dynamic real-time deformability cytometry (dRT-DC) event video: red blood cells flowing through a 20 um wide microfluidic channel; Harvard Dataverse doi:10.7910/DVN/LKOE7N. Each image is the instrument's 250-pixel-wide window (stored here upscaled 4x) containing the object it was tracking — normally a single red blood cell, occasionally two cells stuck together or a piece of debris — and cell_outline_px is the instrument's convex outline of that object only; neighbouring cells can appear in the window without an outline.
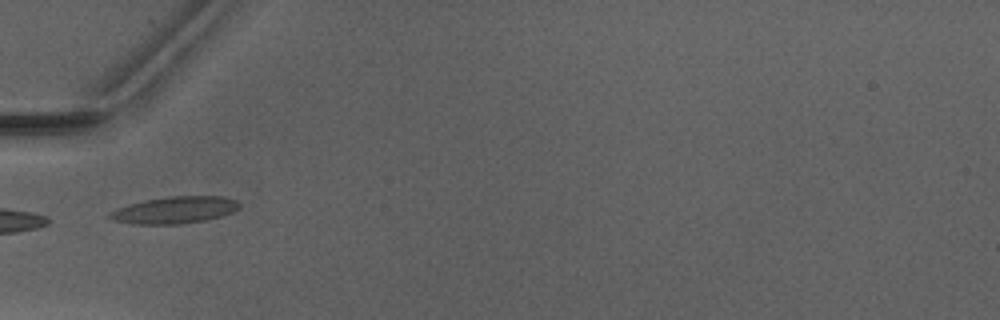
{"species": "Egyptian fruit bat (a non-hibernating species)", "species_latin": "Rousettus aegyptiacus", "temperature_condition": "warm", "stored_images_in_passage": 2, "camera_frame_rate_fps": 3000, "um_per_image_px": 0.085, "animal": {"sex": "male"}, "frame": {"image": 1, "passage_image": 2, "time_ms": 1.0, "image_size_px": [1000, 320], "cell_outline_px": [[240, 204], [232, 212], [220, 216], [204, 220], [180, 224], [132, 224], [112, 220], [108, 216], [108, 212], [116, 208], [144, 200], [168, 196], [224, 196], [236, 200]], "centroid_in_image_um": [14.8, 17.85], "position_along_channel_um": 70.2, "area_um2": 20.29}}